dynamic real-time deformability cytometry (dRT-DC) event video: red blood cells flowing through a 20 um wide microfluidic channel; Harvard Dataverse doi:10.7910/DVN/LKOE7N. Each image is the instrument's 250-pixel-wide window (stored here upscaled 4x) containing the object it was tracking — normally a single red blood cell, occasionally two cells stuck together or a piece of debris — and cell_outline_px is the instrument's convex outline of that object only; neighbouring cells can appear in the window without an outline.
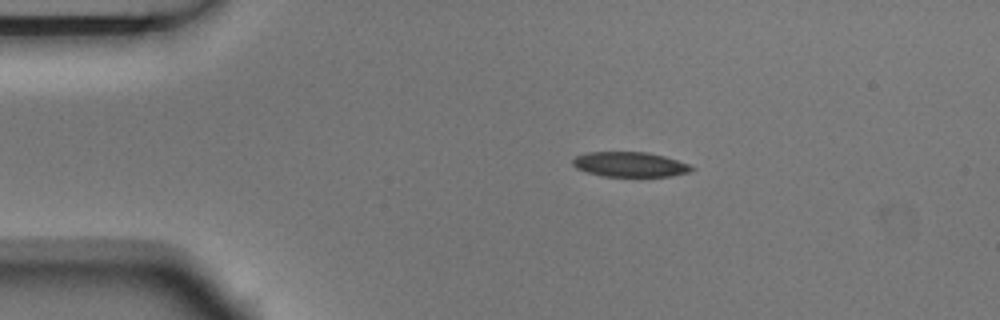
{"species": "Egyptian fruit bat (a non-hibernating species)", "species_latin": "Rousettus aegyptiacus", "temperature_condition": "room temperature", "stored_images_in_passage": 3, "camera_frame_rate_fps": 3000, "um_per_image_px": 0.085, "animal": {"sex": "male"}, "frame": {"image": 1, "passage_image": 1, "time_ms": 0.0, "image_size_px": [1000, 320], "cell_outline_px": [[696, 168], [688, 172], [672, 176], [604, 176], [588, 172], [576, 168], [572, 164], [572, 160], [576, 156], [588, 152], [648, 152], [664, 156], [688, 164]], "centroid_in_image_um": [53.54, 13.97], "position_along_channel_um": 31.5, "area_um2": 17.11}}
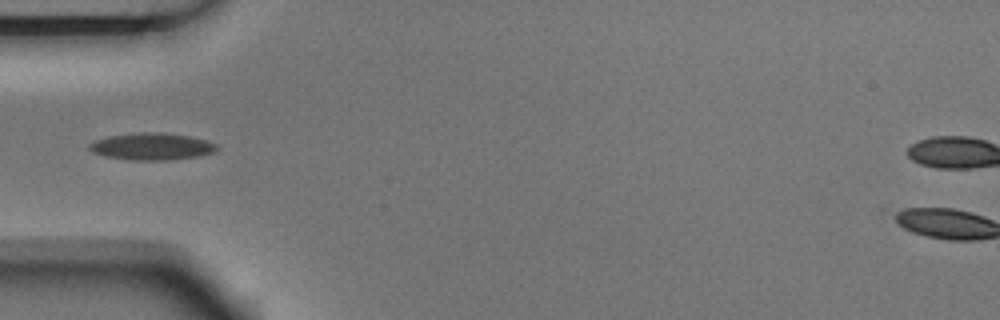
{"frame": {"image": 2, "passage_image": 3, "time_ms": 0.667, "image_size_px": [1000, 320], "cell_outline_px": [[220, 148], [212, 152], [200, 156], [172, 160], [132, 160], [104, 156], [92, 152], [88, 148], [88, 144], [92, 140], [108, 136], [140, 132], [160, 132], [188, 136], [204, 140], [216, 144]], "centroid_in_image_um": [12.86, 12.45], "position_along_channel_um": 72.1, "area_um2": 20.17}}